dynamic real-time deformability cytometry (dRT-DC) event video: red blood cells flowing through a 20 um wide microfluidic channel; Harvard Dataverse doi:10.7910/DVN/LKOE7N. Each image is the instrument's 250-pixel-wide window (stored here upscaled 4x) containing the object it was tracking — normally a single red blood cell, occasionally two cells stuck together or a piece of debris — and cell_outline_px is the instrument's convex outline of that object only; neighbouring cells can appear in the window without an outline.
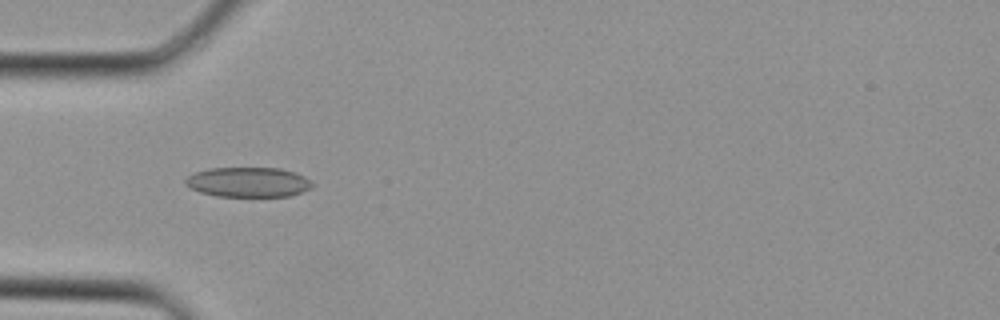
{"species": "Egyptian fruit bat (a non-hibernating species)", "species_latin": "Rousettus aegyptiacus", "temperature_condition": "cold", "stored_images_in_passage": 29, "camera_frame_rate_fps": 3000, "um_per_image_px": 0.085, "animal": {"sex": "female"}, "frame": {"image": 1, "passage_image": 5, "time_ms": 1.333, "image_size_px": [1000, 320], "cell_outline_px": [[316, 184], [312, 188], [292, 196], [216, 196], [200, 192], [184, 184], [184, 180], [188, 176], [196, 172], [208, 168], [280, 168], [304, 176]], "centroid_in_image_um": [21.12, 15.48], "position_along_channel_um": 63.9, "area_um2": 22.14}}
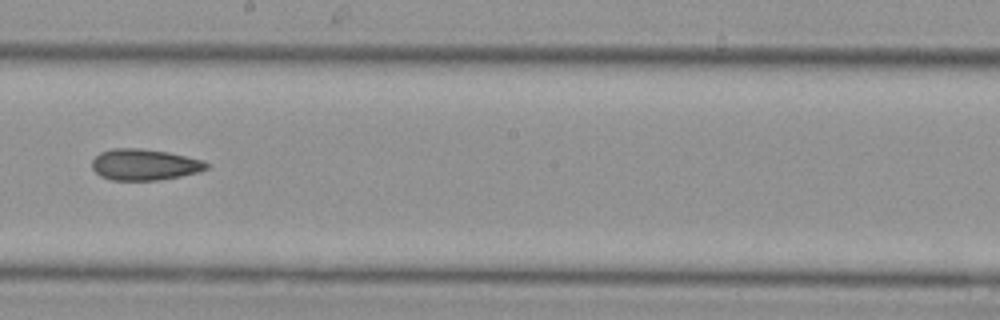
{"frame": {"image": 2, "passage_image": 14, "time_ms": 4.333, "image_size_px": [1000, 320], "cell_outline_px": [[208, 168], [200, 172], [180, 176], [156, 180], [112, 180], [100, 176], [92, 168], [92, 160], [100, 152], [112, 148], [140, 148], [168, 152], [204, 160], [208, 164]], "centroid_in_image_um": [12.28, 13.99], "position_along_channel_um": 235.9, "area_um2": 20.87}}
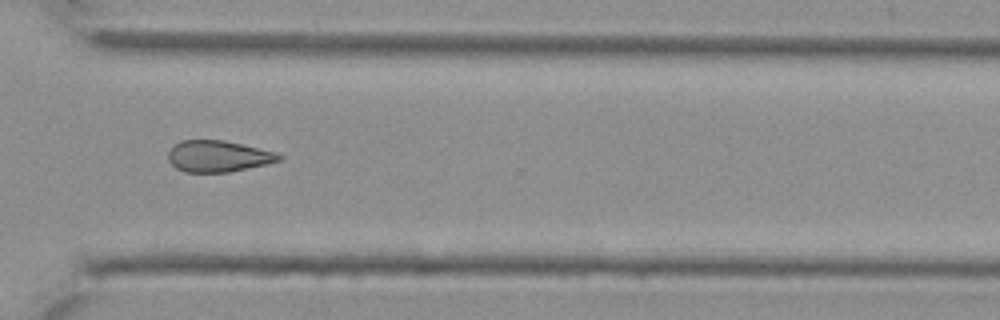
{"frame": {"image": 3, "passage_image": 20, "time_ms": 6.333, "image_size_px": [1000, 320], "cell_outline_px": [[284, 156], [280, 160], [268, 164], [228, 172], [184, 172], [176, 168], [168, 160], [168, 152], [180, 140], [224, 140], [276, 152]], "centroid_in_image_um": [18.55, 13.28], "position_along_channel_um": 352.0, "area_um2": 20.23}}